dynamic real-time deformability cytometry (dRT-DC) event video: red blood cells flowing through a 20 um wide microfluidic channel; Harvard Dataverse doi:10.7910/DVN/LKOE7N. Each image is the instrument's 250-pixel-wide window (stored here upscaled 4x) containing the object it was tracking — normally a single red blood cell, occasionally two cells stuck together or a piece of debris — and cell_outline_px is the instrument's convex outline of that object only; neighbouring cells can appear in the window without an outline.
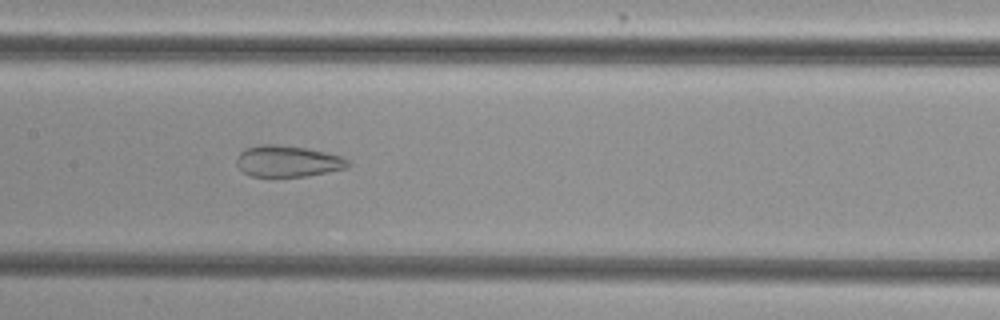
{"species": "common noctule bat (a hibernating species)", "species_latin": "Nyctalus noctula", "temperature_condition": "cold", "stored_images_in_passage": 42, "camera_frame_rate_fps": 3000, "um_per_image_px": 0.085, "animal": {"sex": "female", "body_mass_g": 29.2, "forearm_length_mm": 56.3}, "frame": {"image": 1, "passage_image": 15, "time_ms": 4.667, "image_size_px": [1000, 320], "cell_outline_px": [[352, 164], [348, 168], [308, 176], [252, 176], [244, 172], [236, 164], [236, 156], [244, 148], [260, 144], [272, 144], [304, 148], [344, 156]], "centroid_in_image_um": [24.47, 13.7], "position_along_channel_um": 182.9, "area_um2": 20.4}}
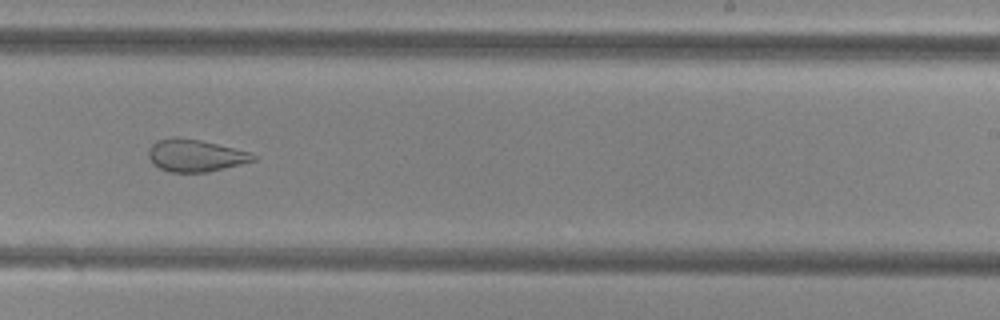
{"frame": {"image": 2, "passage_image": 22, "time_ms": 7.0, "image_size_px": [1000, 320], "cell_outline_px": [[256, 160], [208, 172], [168, 172], [152, 164], [148, 156], [148, 148], [156, 140], [172, 136], [176, 136], [200, 140], [252, 152], [256, 156]], "centroid_in_image_um": [16.57, 13.2], "position_along_channel_um": 272.4, "area_um2": 19.88}}
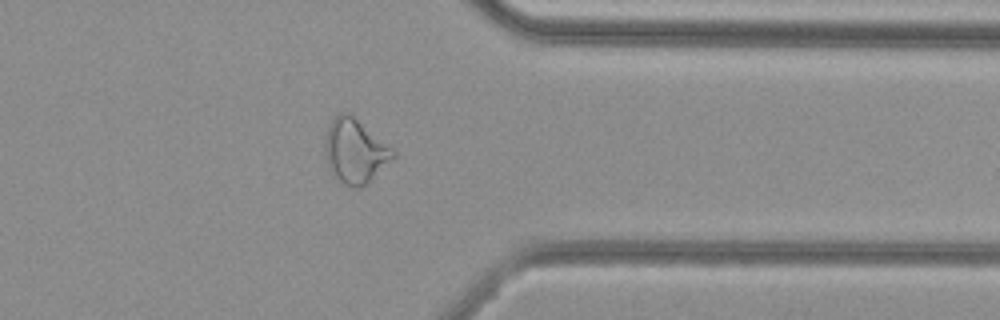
{"frame": {"image": 3, "passage_image": 31, "time_ms": 10.0, "image_size_px": [1000, 320], "cell_outline_px": [[396, 156], [392, 160], [364, 184], [356, 188], [344, 184], [332, 176], [328, 168], [324, 152], [324, 144], [328, 128], [332, 120], [340, 112], [348, 112], [396, 152]], "centroid_in_image_um": [30.13, 12.85], "position_along_channel_um": 381.3, "area_um2": 24.97}, "authors_computed_cell_mechanics": {"area_um2": 24.7673, "velocity_mm_per_s": 3.8409, "shape_relaxation_time_tau1_ms": null, "shape_relaxation_time_tau2_ms": 1.638, "deformation_change_tau1": null, "deformation_change_tau2": 0.0991}}